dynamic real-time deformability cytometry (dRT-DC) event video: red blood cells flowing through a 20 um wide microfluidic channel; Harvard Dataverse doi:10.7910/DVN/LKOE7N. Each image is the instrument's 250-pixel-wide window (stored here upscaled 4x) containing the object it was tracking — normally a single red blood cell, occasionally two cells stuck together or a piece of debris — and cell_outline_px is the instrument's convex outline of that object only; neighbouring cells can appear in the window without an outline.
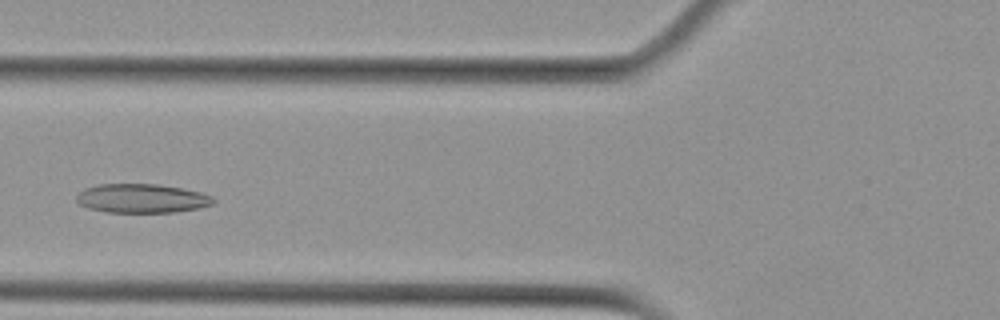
{"species": "Egyptian fruit bat (a non-hibernating species)", "species_latin": "Rousettus aegyptiacus", "temperature_condition": "cold", "stored_images_in_passage": 3, "camera_frame_rate_fps": 3000, "um_per_image_px": 0.085, "animal": {"sex": "female"}, "frame": {"image": 1, "passage_image": 3, "time_ms": 2.333, "image_size_px": [1000, 320], "cell_outline_px": [[216, 200], [212, 204], [200, 208], [176, 212], [108, 212], [88, 208], [80, 204], [76, 200], [76, 196], [84, 188], [100, 184], [160, 184], [200, 192], [212, 196]], "centroid_in_image_um": [12.06, 16.86], "position_along_channel_um": 113.7, "area_um2": 23.12}}